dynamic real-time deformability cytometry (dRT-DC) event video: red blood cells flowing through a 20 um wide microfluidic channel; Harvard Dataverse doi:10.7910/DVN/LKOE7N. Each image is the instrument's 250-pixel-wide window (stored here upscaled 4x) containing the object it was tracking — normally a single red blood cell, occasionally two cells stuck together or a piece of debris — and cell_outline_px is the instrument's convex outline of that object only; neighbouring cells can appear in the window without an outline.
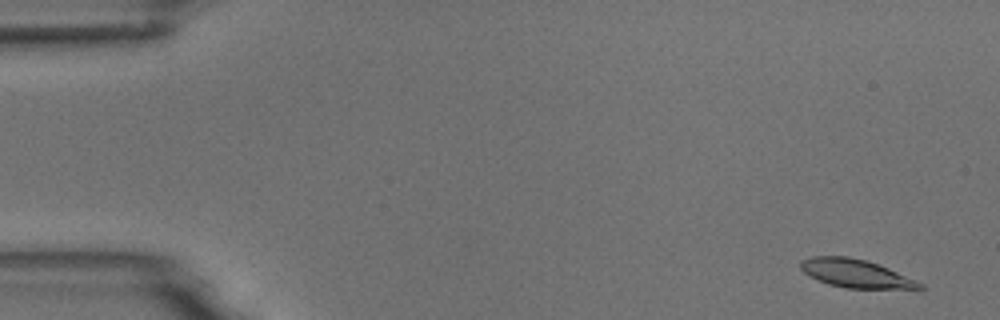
{"species": "common noctule bat (a hibernating species)", "species_latin": "Nyctalus noctula", "temperature_condition": "room temperature", "stored_images_in_passage": 4, "camera_frame_rate_fps": 3000, "um_per_image_px": 0.085, "animal": {"sex": "male", "body_mass_g": 18.8}, "frame": {"image": 1, "passage_image": 1, "time_ms": 0.0, "image_size_px": [1000, 320], "cell_outline_px": [[924, 288], [920, 292], [916, 292], [844, 288], [828, 284], [804, 272], [800, 268], [800, 260], [812, 256], [848, 256], [868, 260], [888, 268], [916, 280], [924, 284]], "centroid_in_image_um": [72.92, 23.31], "position_along_channel_um": 12.1, "area_um2": 20.63}}
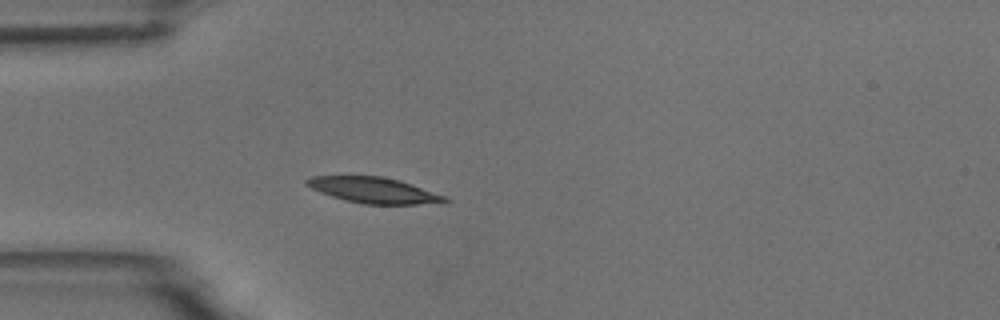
{"frame": {"image": 2, "passage_image": 4, "time_ms": 4.333, "image_size_px": [1000, 320], "cell_outline_px": [[452, 200], [416, 204], [364, 204], [344, 200], [320, 192], [304, 184], [304, 180], [312, 176], [380, 176], [400, 180], [448, 196]], "centroid_in_image_um": [31.76, 16.16], "position_along_channel_um": 53.2, "area_um2": 20.69}}